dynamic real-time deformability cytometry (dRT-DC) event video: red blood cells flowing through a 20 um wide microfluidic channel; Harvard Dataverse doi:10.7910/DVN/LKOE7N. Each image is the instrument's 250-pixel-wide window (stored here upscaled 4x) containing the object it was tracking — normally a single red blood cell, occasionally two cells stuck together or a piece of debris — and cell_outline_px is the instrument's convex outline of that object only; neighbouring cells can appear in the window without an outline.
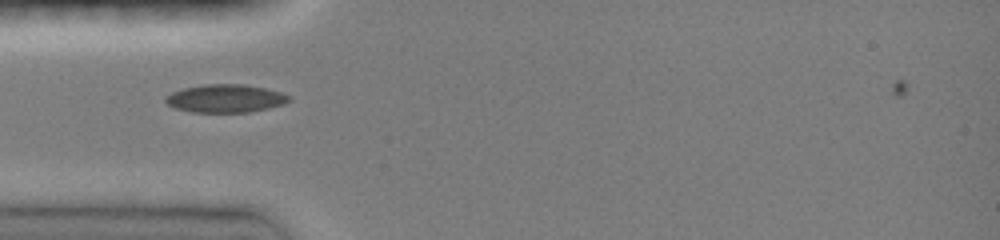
{"species": "common noctule bat (a hibernating species)", "species_latin": "Nyctalus noctula", "temperature_condition": "room temperature", "stored_images_in_passage": 35, "camera_frame_rate_fps": 3000, "um_per_image_px": 0.085, "animal": {"sex": "female", "body_mass_g": 19.0, "forearm_length_mm": 51.5}, "frame": {"image": 1, "passage_image": 3, "time_ms": 0.667, "image_size_px": [1000, 240], "cell_outline_px": [[292, 100], [284, 104], [268, 108], [248, 112], [192, 112], [176, 108], [168, 104], [164, 100], [164, 96], [172, 92], [184, 88], [204, 84], [244, 84], [264, 88], [280, 92], [292, 96]], "centroid_in_image_um": [19.18, 8.36], "position_along_channel_um": 65.8, "area_um2": 20.23}}
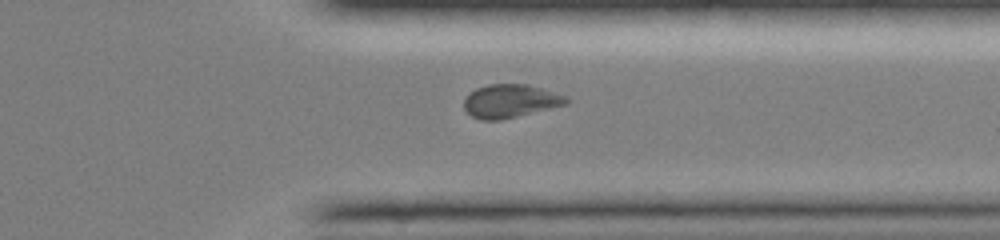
{"frame": {"image": 2, "passage_image": 25, "time_ms": 8.0, "image_size_px": [1000, 240], "cell_outline_px": [[568, 104], [500, 120], [480, 120], [472, 116], [464, 108], [464, 96], [468, 92], [476, 88], [488, 84], [528, 84], [564, 96], [568, 100]], "centroid_in_image_um": [43.31, 8.58], "position_along_channel_um": 368.1, "area_um2": 19.77}}
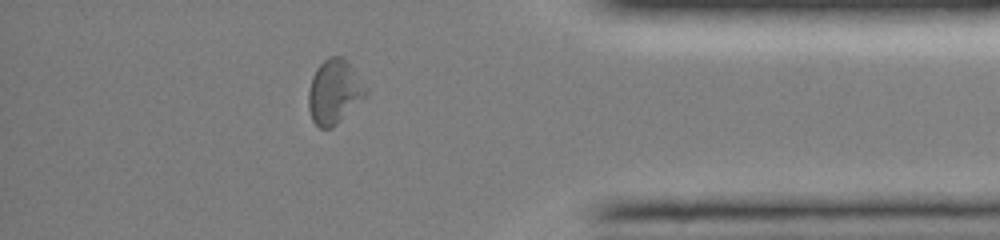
{"frame": {"image": 3, "passage_image": 29, "time_ms": 9.333, "image_size_px": [1000, 240], "cell_outline_px": [[368, 92], [332, 128], [320, 128], [312, 120], [308, 108], [308, 92], [312, 76], [316, 68], [328, 56], [344, 56], [348, 60], [368, 88]], "centroid_in_image_um": [28.4, 7.75], "position_along_channel_um": 406.8, "area_um2": 21.44}, "authors_computed_cell_mechanics": {"area_um2": 20.23, "velocity_mm_per_s": 4.115, "shape_relaxation_time_tau1_ms": 5.7262, "shape_relaxation_time_tau2_ms": 7.2669, "deformation_change_tau1": 0.1611, "deformation_change_tau2": 0.1152}}